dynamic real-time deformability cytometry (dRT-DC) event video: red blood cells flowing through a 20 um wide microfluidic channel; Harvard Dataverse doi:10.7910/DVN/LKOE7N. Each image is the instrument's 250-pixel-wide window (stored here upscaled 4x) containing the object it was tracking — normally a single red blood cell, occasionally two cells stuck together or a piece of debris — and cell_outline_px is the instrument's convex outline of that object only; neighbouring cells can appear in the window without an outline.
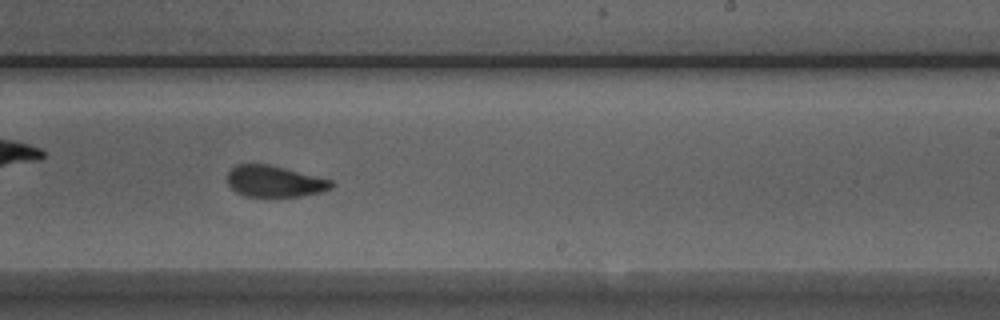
{"species": "Egyptian fruit bat (a non-hibernating species)", "species_latin": "Rousettus aegyptiacus", "temperature_condition": "room temperature", "stored_images_in_passage": 52, "camera_frame_rate_fps": 3000, "um_per_image_px": 0.085, "animal": {"sex": "male"}, "frame": {"image": 1, "passage_image": 30, "time_ms": 9.667, "image_size_px": [1000, 320], "cell_outline_px": [[332, 188], [320, 192], [300, 196], [244, 196], [236, 192], [228, 184], [228, 172], [236, 164], [268, 164], [332, 180]], "centroid_in_image_um": [23.31, 15.41], "position_along_channel_um": 265.7, "area_um2": 18.73}}
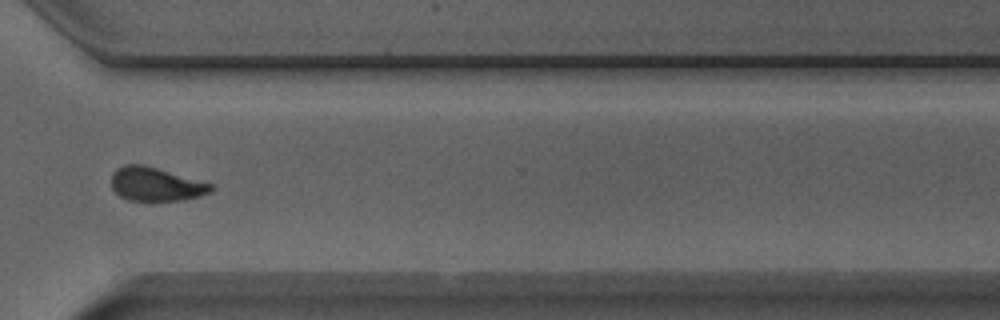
{"frame": {"image": 2, "passage_image": 37, "time_ms": 12.0, "image_size_px": [1000, 320], "cell_outline_px": [[212, 188], [208, 192], [200, 196], [180, 200], [152, 204], [128, 200], [120, 196], [112, 188], [112, 172], [116, 168], [124, 164], [144, 164], [212, 184]], "centroid_in_image_um": [13.18, 15.69], "position_along_channel_um": 357.4, "area_um2": 20.06}, "authors_computed_cell_mechanics": {"area_um2": 19.7965, "velocity_mm_per_s": 3.9204, "shape_relaxation_time_tau1_ms": 5.9732, "shape_relaxation_time_tau2_ms": 1.3561, "deformation_change_tau1": 0.1665, "deformation_change_tau2": 0.0693}}